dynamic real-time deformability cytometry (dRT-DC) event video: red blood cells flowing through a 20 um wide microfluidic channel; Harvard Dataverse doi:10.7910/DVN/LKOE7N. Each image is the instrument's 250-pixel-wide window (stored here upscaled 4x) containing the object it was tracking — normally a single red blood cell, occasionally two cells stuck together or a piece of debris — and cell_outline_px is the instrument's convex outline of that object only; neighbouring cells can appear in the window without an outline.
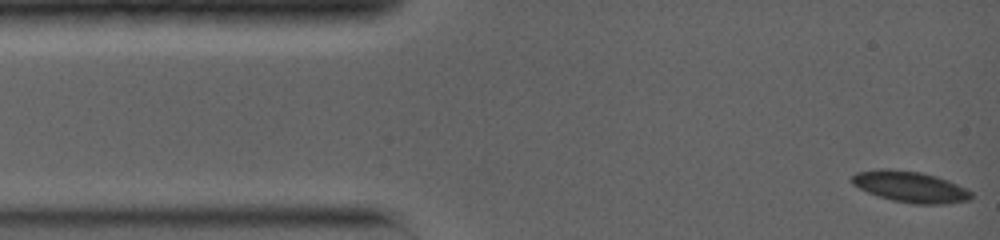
{"species": "common noctule bat (a hibernating species)", "species_latin": "Nyctalus noctula", "temperature_condition": "warm", "stored_images_in_passage": 6, "camera_frame_rate_fps": 5000, "um_per_image_px": 0.085, "animal": {"sex": "female", "body_mass_g": 19.0, "forearm_length_mm": 56.7}, "frame": {"image": 1, "passage_image": 1, "time_ms": 0.0, "image_size_px": [1000, 240], "cell_outline_px": [[972, 196], [968, 200], [944, 204], [912, 204], [892, 200], [868, 192], [852, 184], [852, 176], [856, 172], [880, 168], [888, 168], [920, 172], [936, 176], [948, 180], [972, 192]], "centroid_in_image_um": [77.35, 15.87], "position_along_channel_um": 7.6, "area_um2": 21.5}}